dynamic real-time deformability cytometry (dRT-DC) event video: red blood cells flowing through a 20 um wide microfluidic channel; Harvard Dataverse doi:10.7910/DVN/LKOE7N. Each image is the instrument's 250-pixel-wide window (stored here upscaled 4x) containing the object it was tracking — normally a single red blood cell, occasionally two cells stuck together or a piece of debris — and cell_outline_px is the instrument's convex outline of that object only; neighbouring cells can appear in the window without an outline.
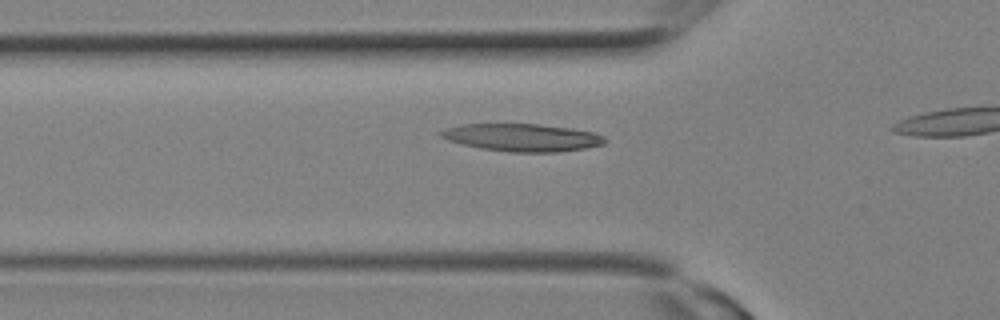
{"species": "Egyptian fruit bat (a non-hibernating species)", "species_latin": "Rousettus aegyptiacus", "temperature_condition": "room temperature", "stored_images_in_passage": 7, "camera_frame_rate_fps": 3000, "um_per_image_px": 0.085, "animal": {"sex": "female"}, "frame": {"image": 1, "passage_image": 6, "time_ms": 1.667, "image_size_px": [1000, 320], "cell_outline_px": [[608, 140], [604, 144], [584, 148], [560, 152], [508, 152], [480, 148], [448, 140], [440, 136], [440, 132], [444, 128], [460, 124], [536, 124], [572, 128], [596, 132], [604, 136]], "centroid_in_image_um": [44.42, 11.68], "position_along_channel_um": 81.4, "area_um2": 26.47}}